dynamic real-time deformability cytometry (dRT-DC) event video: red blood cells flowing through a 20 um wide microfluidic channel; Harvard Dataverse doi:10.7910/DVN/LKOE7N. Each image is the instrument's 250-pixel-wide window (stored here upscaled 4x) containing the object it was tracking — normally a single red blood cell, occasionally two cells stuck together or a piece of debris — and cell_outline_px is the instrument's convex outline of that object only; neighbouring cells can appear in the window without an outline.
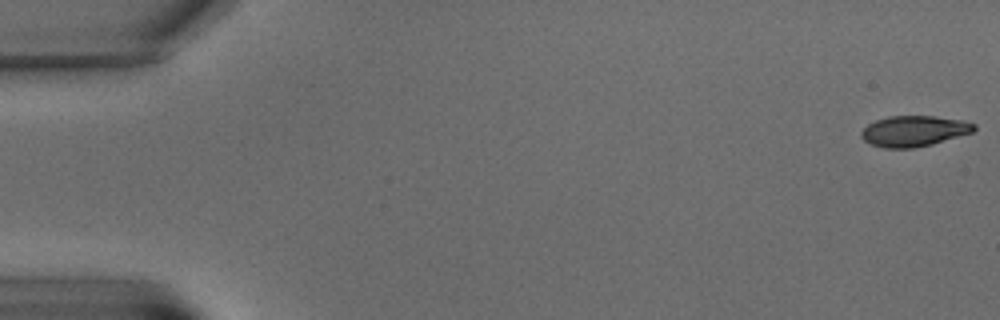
{"species": "common noctule bat (a hibernating species)", "species_latin": "Nyctalus noctula", "temperature_condition": "warm", "stored_images_in_passage": 7, "camera_frame_rate_fps": 3000, "um_per_image_px": 0.085, "animal": {"sex": "male", "body_mass_g": 15.6}, "frame": {"image": 1, "passage_image": 1, "time_ms": 0.0, "image_size_px": [1000, 320], "cell_outline_px": [[976, 128], [972, 132], [932, 144], [912, 148], [884, 148], [872, 144], [864, 140], [860, 136], [860, 132], [868, 124], [876, 120], [888, 116], [932, 116], [960, 120], [976, 124]], "centroid_in_image_um": [77.66, 11.14], "position_along_channel_um": 7.3, "area_um2": 20.0}}
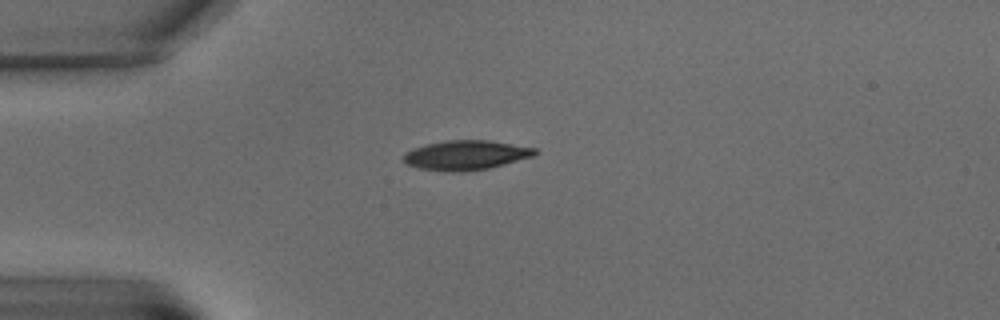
{"frame": {"image": 2, "passage_image": 6, "time_ms": 6.0, "image_size_px": [1000, 320], "cell_outline_px": [[540, 152], [532, 156], [488, 168], [460, 172], [420, 168], [408, 164], [400, 156], [404, 152], [412, 148], [428, 144], [448, 140], [488, 140], [536, 148]], "centroid_in_image_um": [39.58, 13.17], "position_along_channel_um": 45.4, "area_um2": 22.31}}